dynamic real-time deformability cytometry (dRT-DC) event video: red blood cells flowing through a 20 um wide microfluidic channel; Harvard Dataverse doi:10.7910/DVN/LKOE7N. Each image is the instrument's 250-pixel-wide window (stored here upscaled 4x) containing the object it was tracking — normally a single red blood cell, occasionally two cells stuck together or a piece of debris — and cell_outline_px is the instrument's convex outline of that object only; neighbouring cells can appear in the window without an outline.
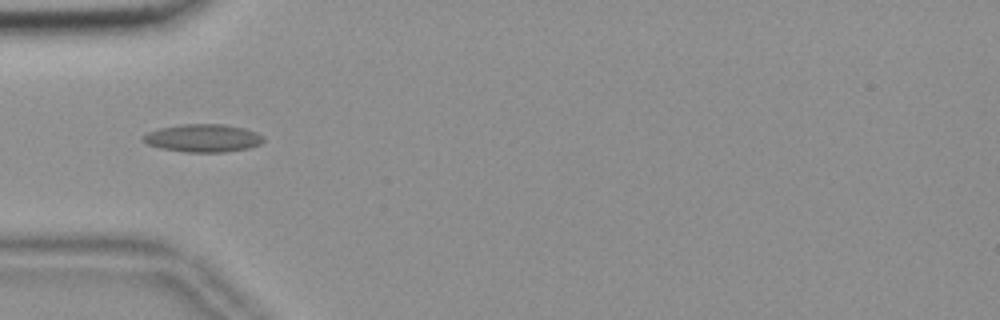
{"species": "common noctule bat (a hibernating species)", "species_latin": "Nyctalus noctula", "temperature_condition": "room temperature", "stored_images_in_passage": 8, "camera_frame_rate_fps": 3000, "um_per_image_px": 0.085, "animal": {"sex": "female", "body_mass_g": 18.4}, "frame": {"image": 1, "passage_image": 6, "time_ms": 1.667, "image_size_px": [1000, 320], "cell_outline_px": [[264, 140], [260, 144], [248, 148], [224, 152], [184, 152], [160, 148], [148, 144], [140, 140], [140, 136], [148, 132], [160, 128], [180, 124], [220, 124], [244, 128], [256, 132], [264, 136]], "centroid_in_image_um": [17.22, 11.74], "position_along_channel_um": 67.8, "area_um2": 19.65}}